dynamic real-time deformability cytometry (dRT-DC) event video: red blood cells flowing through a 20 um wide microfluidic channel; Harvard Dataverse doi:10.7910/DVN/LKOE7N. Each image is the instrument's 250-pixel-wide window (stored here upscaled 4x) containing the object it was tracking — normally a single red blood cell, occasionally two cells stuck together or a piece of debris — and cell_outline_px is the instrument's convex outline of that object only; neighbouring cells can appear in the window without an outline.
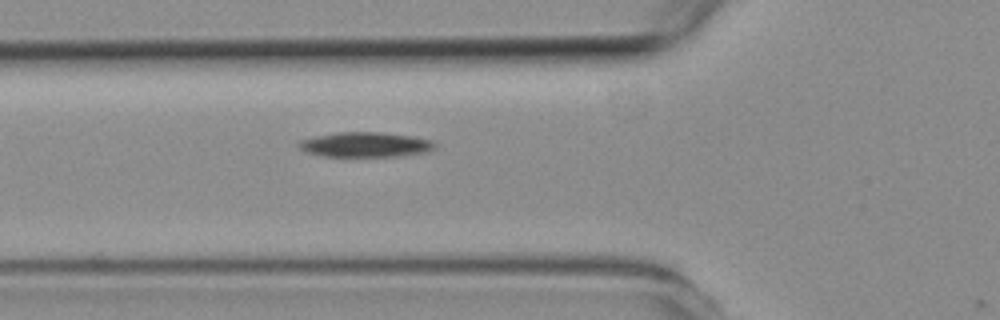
{"species": "common noctule bat (a hibernating species)", "species_latin": "Nyctalus noctula", "temperature_condition": "room temperature", "stored_images_in_passage": 3, "camera_frame_rate_fps": 3000, "um_per_image_px": 0.085, "animal": {"sex": "female", "body_mass_g": 19.3, "forearm_length_mm": 54.1}, "frame": {"image": 1, "passage_image": 2, "time_ms": 1.333, "image_size_px": [1000, 320], "cell_outline_px": [[436, 144], [432, 148], [424, 152], [396, 156], [324, 156], [304, 152], [296, 144], [300, 140], [316, 136], [336, 132], [380, 132], [412, 136], [432, 140]], "centroid_in_image_um": [30.99, 12.28], "position_along_channel_um": 94.8, "area_um2": 19.59}}